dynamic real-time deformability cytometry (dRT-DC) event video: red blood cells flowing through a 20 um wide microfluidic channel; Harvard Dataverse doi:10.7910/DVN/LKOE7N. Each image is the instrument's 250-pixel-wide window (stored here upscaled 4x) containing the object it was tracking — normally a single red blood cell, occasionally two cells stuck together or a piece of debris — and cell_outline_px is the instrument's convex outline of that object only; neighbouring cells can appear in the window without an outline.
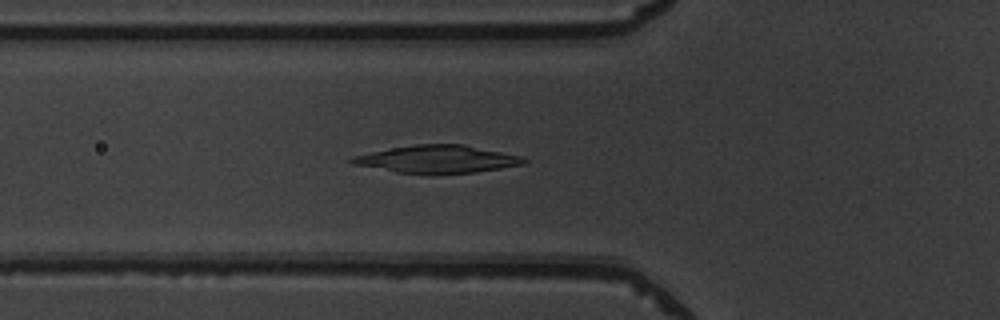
{"species": "common noctule bat (a hibernating species)", "species_latin": "Nyctalus noctula", "temperature_condition": "warm", "stored_images_in_passage": 51, "camera_frame_rate_fps": 3000, "um_per_image_px": 0.085, "animal": {"sex": "male", "body_mass_g": 19.5, "forearm_length_mm": 54.6}, "frame": {"image": 1, "passage_image": 18, "time_ms": 5.667, "image_size_px": [1000, 320], "cell_outline_px": [[528, 160], [524, 164], [476, 172], [396, 172], [352, 164], [348, 160], [352, 156], [392, 148], [416, 144], [464, 144], [524, 156]], "centroid_in_image_um": [37.22, 13.5], "position_along_channel_um": 88.6, "area_um2": 27.11}}
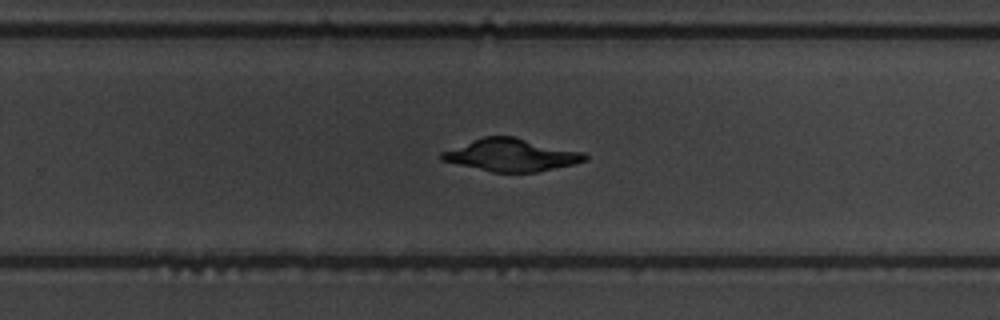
{"frame": {"image": 2, "passage_image": 33, "time_ms": 10.667, "image_size_px": [1000, 320], "cell_outline_px": [[588, 160], [572, 164], [536, 172], [492, 172], [440, 160], [440, 152], [484, 136], [512, 136], [584, 152], [588, 156]], "centroid_in_image_um": [43.45, 13.18], "position_along_channel_um": 286.3, "area_um2": 26.82}}
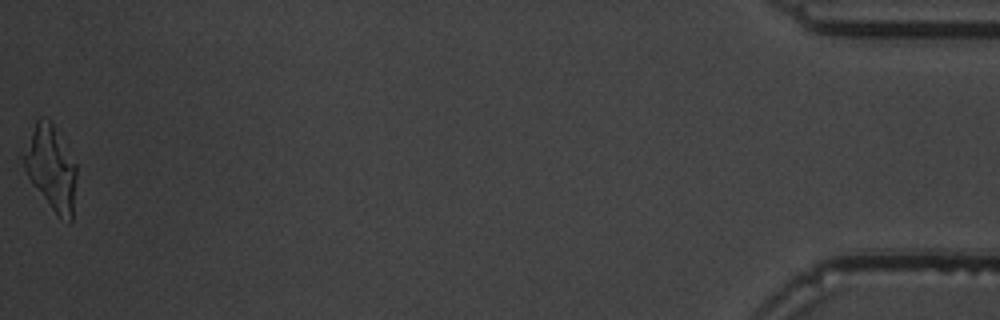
{"frame": {"image": 3, "passage_image": 51, "time_ms": 16.667, "image_size_px": [1000, 320], "cell_outline_px": [[76, 176], [72, 220], [68, 224], [60, 220], [56, 216], [32, 184], [24, 168], [24, 156], [36, 120], [40, 116], [44, 116], [52, 124], [76, 164]], "centroid_in_image_um": [4.37, 14.38], "position_along_channel_um": 430.8, "area_um2": 25.49}}